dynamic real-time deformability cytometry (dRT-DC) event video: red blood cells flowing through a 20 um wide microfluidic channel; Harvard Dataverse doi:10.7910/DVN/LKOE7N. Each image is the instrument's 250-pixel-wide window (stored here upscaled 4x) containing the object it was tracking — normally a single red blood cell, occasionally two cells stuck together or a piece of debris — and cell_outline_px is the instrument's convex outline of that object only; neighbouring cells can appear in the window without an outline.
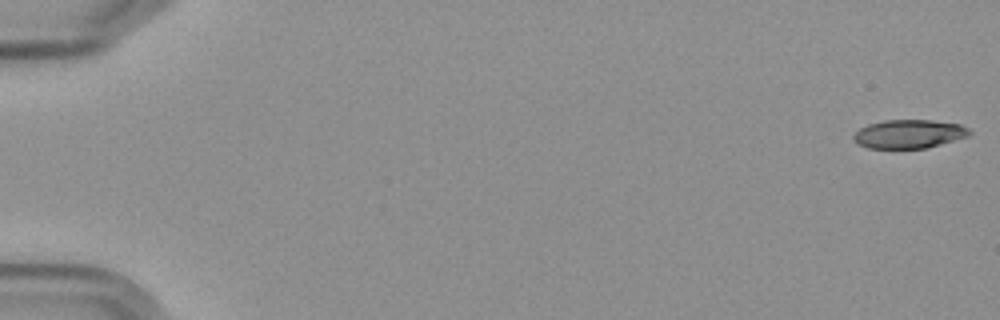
{"species": "Egyptian fruit bat (a non-hibernating species)", "species_latin": "Rousettus aegyptiacus", "temperature_condition": "cold", "stored_images_in_passage": 4, "camera_frame_rate_fps": 3000, "um_per_image_px": 0.085, "frame": {"image": 1, "passage_image": 1, "time_ms": 0.0, "image_size_px": [1000, 320], "cell_outline_px": [[972, 132], [968, 136], [928, 148], [868, 148], [860, 144], [852, 136], [860, 128], [868, 124], [884, 120], [932, 120], [960, 124], [968, 128]], "centroid_in_image_um": [77.29, 11.38], "position_along_channel_um": 7.7, "area_um2": 19.25}}